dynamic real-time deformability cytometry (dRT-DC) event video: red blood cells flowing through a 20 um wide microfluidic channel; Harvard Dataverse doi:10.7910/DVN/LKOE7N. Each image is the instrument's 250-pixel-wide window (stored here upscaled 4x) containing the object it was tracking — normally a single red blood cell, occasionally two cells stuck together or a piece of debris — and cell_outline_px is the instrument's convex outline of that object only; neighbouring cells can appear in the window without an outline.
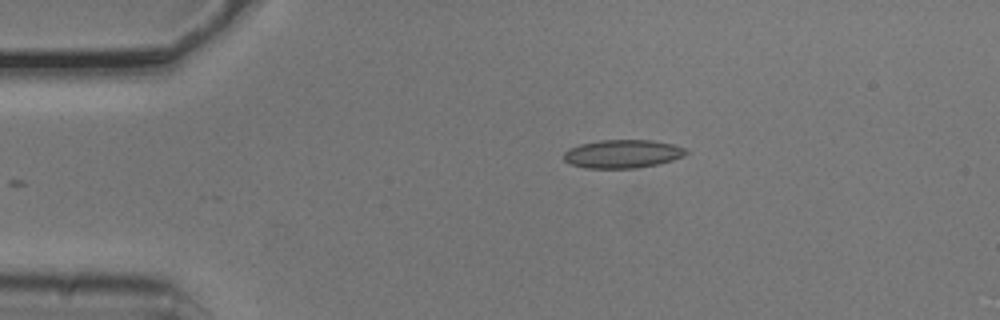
{"species": "common noctule bat (a hibernating species)", "species_latin": "Nyctalus noctula", "temperature_condition": "cold", "stored_images_in_passage": 6, "camera_frame_rate_fps": 3000, "um_per_image_px": 0.085, "animal": {"sex": "male", "body_mass_g": 20.5, "forearm_length_mm": 52.5}, "frame": {"image": 1, "passage_image": 3, "time_ms": 0.667, "image_size_px": [1000, 320], "cell_outline_px": [[688, 152], [684, 156], [672, 160], [656, 164], [636, 168], [584, 168], [572, 164], [564, 160], [564, 152], [568, 148], [580, 144], [600, 140], [652, 140], [672, 144], [688, 148]], "centroid_in_image_um": [52.93, 13.07], "position_along_channel_um": 32.1, "area_um2": 20.23}}
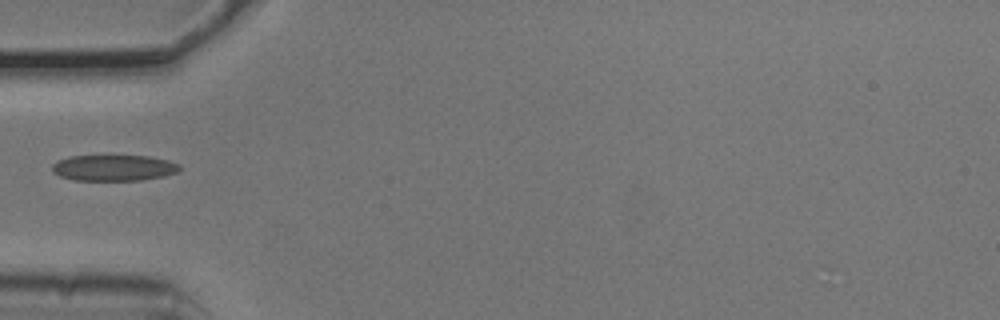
{"frame": {"image": 2, "passage_image": 5, "time_ms": 1.333, "image_size_px": [1000, 320], "cell_outline_px": [[180, 168], [176, 172], [164, 176], [140, 180], [72, 180], [60, 176], [52, 172], [52, 164], [56, 160], [68, 156], [148, 156], [168, 160], [180, 164]], "centroid_in_image_um": [9.63, 14.26], "position_along_channel_um": 75.4, "area_um2": 19.36}}
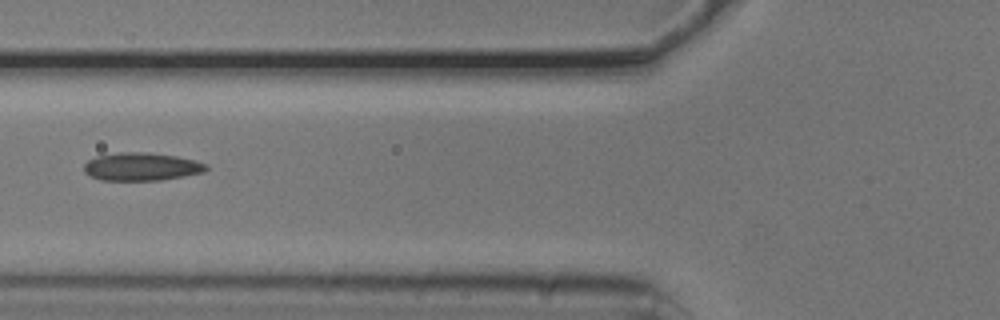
{"frame": {"image": 3, "passage_image": 6, "time_ms": 1.667, "image_size_px": [1000, 320], "cell_outline_px": [[208, 168], [204, 172], [184, 176], [160, 180], [100, 180], [88, 176], [84, 172], [84, 164], [88, 160], [96, 156], [120, 152], [148, 152], [176, 156], [196, 160], [208, 164]], "centroid_in_image_um": [12.02, 14.16], "position_along_channel_um": 113.8, "area_um2": 20.11}}